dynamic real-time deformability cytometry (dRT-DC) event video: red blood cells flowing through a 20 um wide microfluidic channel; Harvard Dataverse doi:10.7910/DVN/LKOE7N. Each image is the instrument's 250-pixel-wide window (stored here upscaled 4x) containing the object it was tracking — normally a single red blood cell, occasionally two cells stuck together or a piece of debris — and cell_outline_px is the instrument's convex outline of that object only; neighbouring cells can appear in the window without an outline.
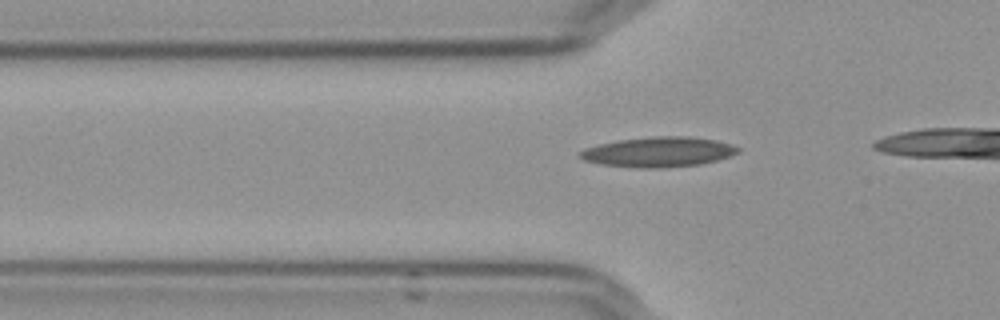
{"species": "Egyptian fruit bat (a non-hibernating species)", "species_latin": "Rousettus aegyptiacus", "temperature_condition": "cold", "stored_images_in_passage": 10, "camera_frame_rate_fps": 3000, "um_per_image_px": 0.085, "frame": {"image": 1, "passage_image": 4, "time_ms": 1.0, "image_size_px": [1000, 320], "cell_outline_px": [[740, 152], [716, 160], [700, 164], [648, 168], [600, 164], [584, 160], [576, 152], [584, 148], [616, 140], [652, 136], [688, 136], [716, 140], [732, 144], [740, 148]], "centroid_in_image_um": [55.95, 12.89], "position_along_channel_um": 69.8, "area_um2": 27.46}}
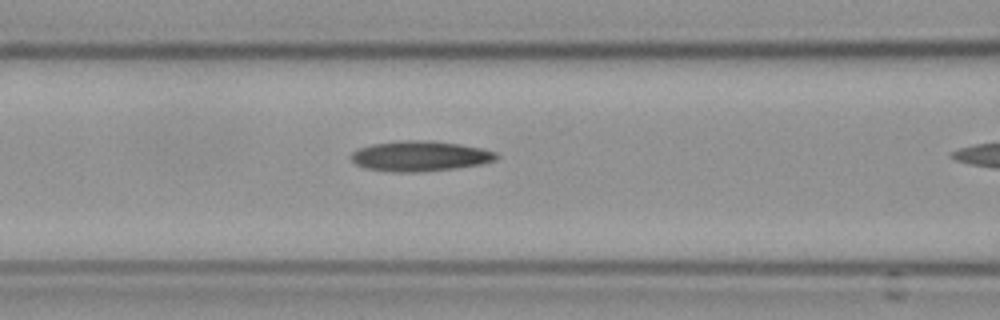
{"frame": {"image": 2, "passage_image": 9, "time_ms": 2.667, "image_size_px": [1000, 320], "cell_outline_px": [[500, 156], [496, 160], [480, 164], [456, 168], [420, 172], [388, 172], [364, 168], [356, 164], [352, 160], [352, 152], [360, 148], [372, 144], [400, 140], [420, 140], [460, 144], [480, 148], [496, 152]], "centroid_in_image_um": [35.69, 13.28], "position_along_channel_um": 130.9, "area_um2": 25.61}}